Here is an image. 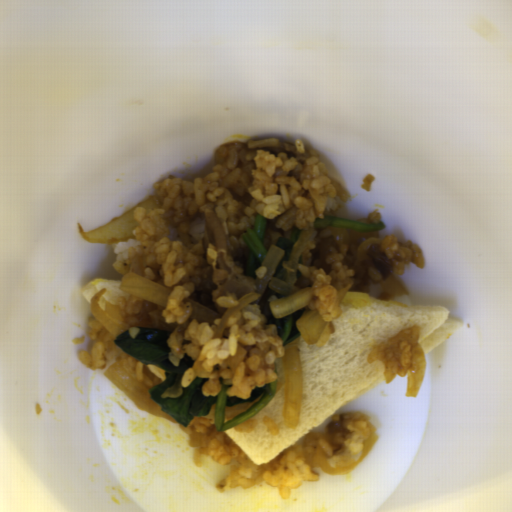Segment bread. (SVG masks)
<instances>
[{"instance_id":"8d2b1439","label":"bread","mask_w":512,"mask_h":512,"mask_svg":"<svg viewBox=\"0 0 512 512\" xmlns=\"http://www.w3.org/2000/svg\"><path fill=\"white\" fill-rule=\"evenodd\" d=\"M334 332L322 345H309L301 335L299 359L302 375L301 412L296 428H287L284 415L285 385L273 399L247 420L256 419L251 432L222 430L256 465L272 462L305 438L339 409L372 390L385 376L386 366L369 357L379 343L404 328L419 326L418 345L424 356L457 332L460 319L450 318L440 305H412L374 297L350 289L341 300L340 316L332 321ZM279 426L270 435L263 418Z\"/></svg>"},{"instance_id":"cb027b5d","label":"bread","mask_w":512,"mask_h":512,"mask_svg":"<svg viewBox=\"0 0 512 512\" xmlns=\"http://www.w3.org/2000/svg\"><path fill=\"white\" fill-rule=\"evenodd\" d=\"M120 283L121 281H117L110 278L93 279L89 283L82 286L81 293L91 307V299L101 289H106L104 295L101 296L98 300L99 306L104 311L106 309V302L114 306H117L120 297L131 296V294L121 290Z\"/></svg>"}]
</instances>
